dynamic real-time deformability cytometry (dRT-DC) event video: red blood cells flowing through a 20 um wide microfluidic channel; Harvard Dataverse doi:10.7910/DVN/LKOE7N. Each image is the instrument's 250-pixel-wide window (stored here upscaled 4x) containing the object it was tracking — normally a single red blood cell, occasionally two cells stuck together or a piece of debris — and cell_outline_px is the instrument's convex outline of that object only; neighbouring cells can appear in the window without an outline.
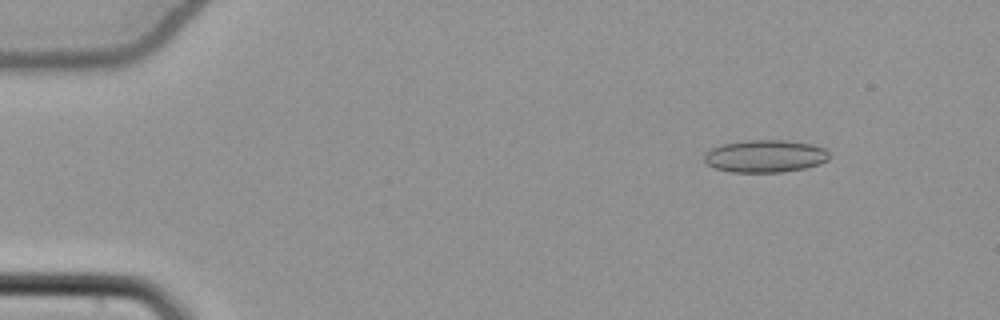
{"species": "common noctule bat (a hibernating species)", "species_latin": "Nyctalus noctula", "temperature_condition": "cold", "stored_images_in_passage": 54, "camera_frame_rate_fps": 3000, "um_per_image_px": 0.085, "animal": {"sex": "female", "body_mass_g": 22.7, "forearm_length_mm": 54.2}, "frame": {"image": 1, "passage_image": 7, "time_ms": 2.0, "image_size_px": [1000, 320], "cell_outline_px": [[828, 160], [820, 164], [804, 168], [784, 172], [732, 172], [716, 168], [708, 164], [704, 160], [704, 156], [712, 148], [724, 144], [744, 140], [788, 140], [812, 144], [824, 148], [828, 152]], "centroid_in_image_um": [65.07, 13.27], "position_along_channel_um": 19.9, "area_um2": 23.58}}
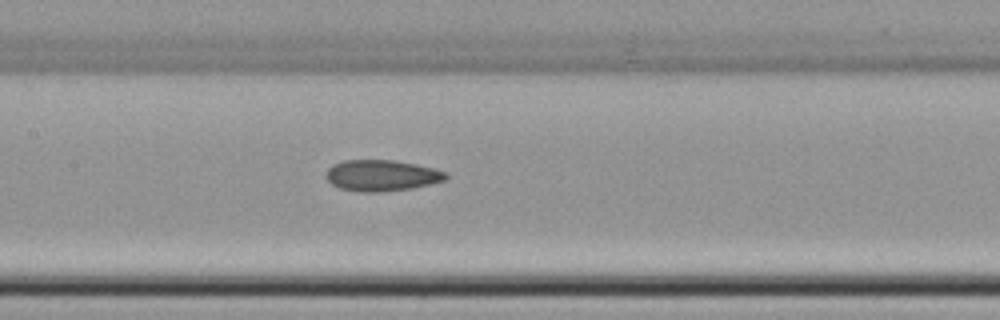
{"frame": {"image": 2, "passage_image": 27, "time_ms": 8.667, "image_size_px": [1000, 320], "cell_outline_px": [[448, 176], [444, 180], [412, 188], [384, 192], [360, 192], [340, 188], [332, 184], [324, 176], [328, 168], [332, 164], [344, 160], [392, 160], [416, 164], [448, 172]], "centroid_in_image_um": [32.41, 14.91], "position_along_channel_um": 175.0, "area_um2": 21.79}}
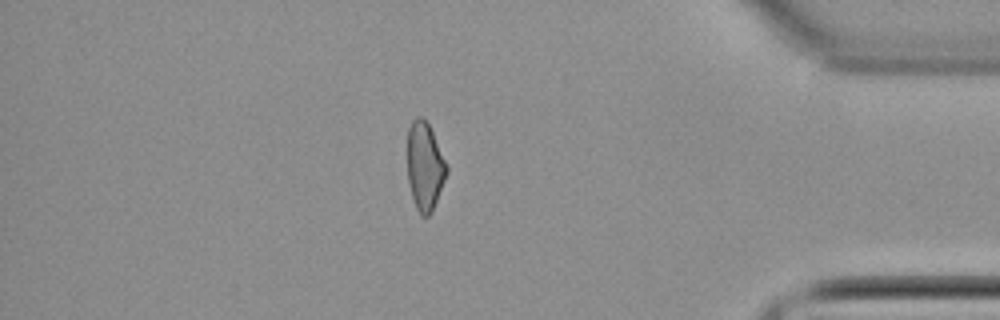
{"frame": {"image": 3, "passage_image": 47, "time_ms": 15.333, "image_size_px": [1000, 320], "cell_outline_px": [[448, 172], [432, 212], [428, 216], [420, 216], [412, 200], [408, 180], [408, 128], [412, 120], [416, 116], [420, 116], [428, 124], [432, 132], [448, 168]], "centroid_in_image_um": [36.09, 14.17], "position_along_channel_um": 399.1, "area_um2": 20.06}, "authors_computed_cell_mechanics": {"area_um2": 21.675, "velocity_mm_per_s": 3.8721, "shape_relaxation_time_tau1_ms": null, "shape_relaxation_time_tau2_ms": 5.2502, "deformation_change_tau1": null, "deformation_change_tau2": 0.1103}}